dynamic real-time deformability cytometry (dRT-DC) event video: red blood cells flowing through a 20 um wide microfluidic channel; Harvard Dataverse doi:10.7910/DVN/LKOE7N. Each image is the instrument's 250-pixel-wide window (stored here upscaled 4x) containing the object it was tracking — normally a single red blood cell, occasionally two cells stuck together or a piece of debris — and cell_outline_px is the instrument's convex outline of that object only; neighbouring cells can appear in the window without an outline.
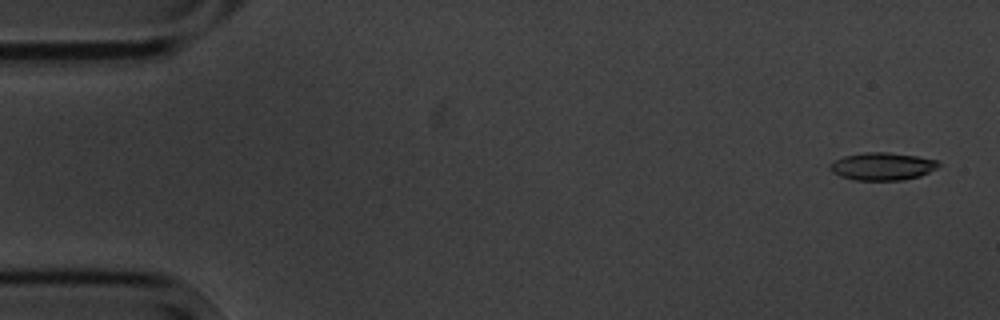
{"species": "common noctule bat (a hibernating species)", "species_latin": "Nyctalus noctula", "temperature_condition": "cold", "stored_images_in_passage": 5, "camera_frame_rate_fps": 3000, "um_per_image_px": 0.085, "animal": {"sex": "male", "body_mass_g": 20.1, "forearm_length_mm": 53.5}, "frame": {"image": 1, "passage_image": 1, "time_ms": 0.0, "image_size_px": [1000, 320], "cell_outline_px": [[940, 164], [936, 168], [920, 176], [900, 180], [856, 180], [840, 176], [832, 172], [828, 168], [832, 160], [844, 156], [864, 152], [888, 152], [916, 156], [940, 160]], "centroid_in_image_um": [74.97, 14.13], "position_along_channel_um": 10.0, "area_um2": 17.57}}
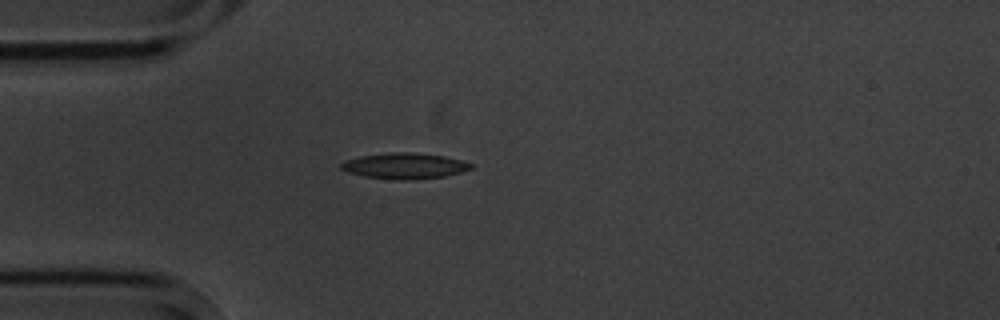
{"frame": {"image": 2, "passage_image": 4, "time_ms": 4.333, "image_size_px": [1000, 320], "cell_outline_px": [[472, 168], [460, 172], [444, 176], [408, 180], [396, 180], [364, 176], [348, 172], [340, 168], [340, 164], [344, 160], [360, 156], [392, 152], [408, 152], [444, 156], [460, 160], [472, 164]], "centroid_in_image_um": [34.34, 14.1], "position_along_channel_um": 50.7, "area_um2": 19.36}}